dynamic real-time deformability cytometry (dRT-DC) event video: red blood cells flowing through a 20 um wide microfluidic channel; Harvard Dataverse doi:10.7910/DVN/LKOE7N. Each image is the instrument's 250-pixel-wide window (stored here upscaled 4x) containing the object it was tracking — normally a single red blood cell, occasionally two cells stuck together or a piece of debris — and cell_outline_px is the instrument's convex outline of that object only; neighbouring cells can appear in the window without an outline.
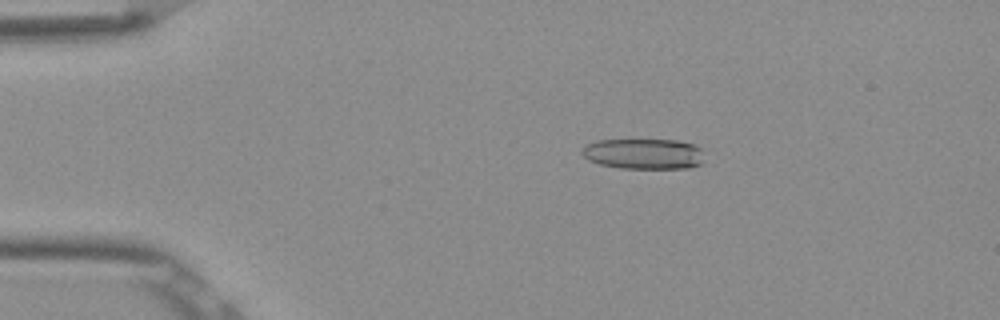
{"species": "Egyptian fruit bat (a non-hibernating species)", "species_latin": "Rousettus aegyptiacus", "temperature_condition": "room temperature", "stored_images_in_passage": 8, "camera_frame_rate_fps": 3000, "um_per_image_px": 0.085, "frame": {"image": 1, "passage_image": 3, "time_ms": 0.667, "image_size_px": [1000, 320], "cell_outline_px": [[700, 164], [688, 168], [620, 168], [600, 164], [588, 160], [580, 152], [584, 144], [596, 140], [676, 140], [696, 144], [700, 148]], "centroid_in_image_um": [54.64, 13.06], "position_along_channel_um": 30.4, "area_um2": 21.73}}
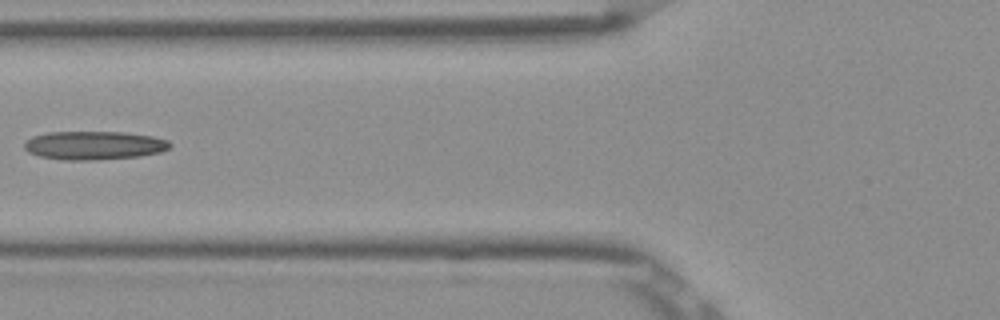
{"frame": {"image": 2, "passage_image": 6, "time_ms": 1.667, "image_size_px": [1000, 320], "cell_outline_px": [[172, 144], [168, 148], [160, 152], [140, 156], [96, 160], [64, 160], [40, 156], [28, 152], [24, 148], [24, 144], [32, 136], [48, 132], [124, 132], [152, 136], [168, 140]], "centroid_in_image_um": [8.0, 12.36], "position_along_channel_um": 117.8, "area_um2": 24.22}}
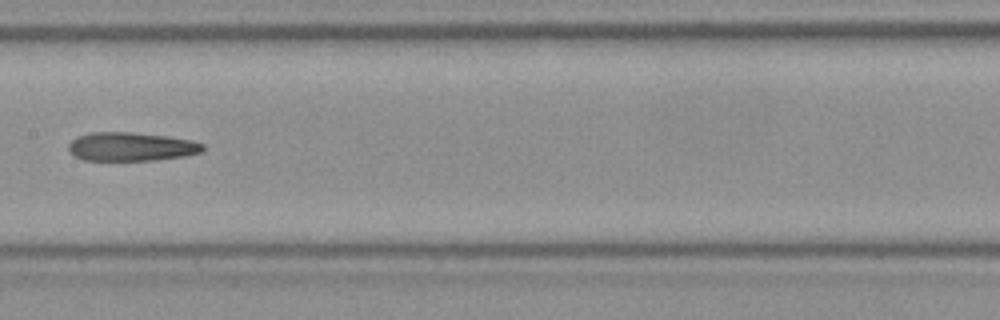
{"frame": {"image": 3, "passage_image": 8, "time_ms": 2.333, "image_size_px": [1000, 320], "cell_outline_px": [[204, 148], [200, 152], [184, 156], [152, 160], [84, 160], [72, 156], [68, 148], [68, 144], [76, 136], [92, 132], [132, 132], [168, 136], [192, 140], [204, 144]], "centroid_in_image_um": [11.11, 12.46], "position_along_channel_um": 196.3, "area_um2": 22.54}}